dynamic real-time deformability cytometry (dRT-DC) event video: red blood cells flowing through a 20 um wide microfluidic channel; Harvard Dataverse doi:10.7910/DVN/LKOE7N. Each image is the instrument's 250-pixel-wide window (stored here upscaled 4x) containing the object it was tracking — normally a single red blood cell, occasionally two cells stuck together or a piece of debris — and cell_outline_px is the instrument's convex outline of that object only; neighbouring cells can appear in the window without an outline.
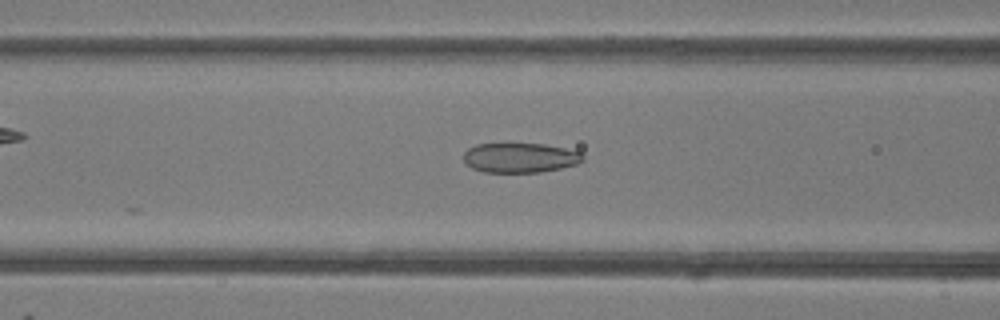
{"species": "common noctule bat (a hibernating species)", "species_latin": "Nyctalus noctula", "temperature_condition": "room temperature", "stored_images_in_passage": 42, "camera_frame_rate_fps": 3000, "um_per_image_px": 0.085, "animal": {"sex": "female"}, "frame": {"image": 1, "passage_image": 19, "time_ms": 6.0, "image_size_px": [1000, 320], "cell_outline_px": [[584, 160], [576, 164], [560, 168], [540, 172], [484, 172], [472, 168], [464, 160], [464, 152], [468, 148], [476, 144], [544, 144], [564, 148], [580, 152], [584, 156]], "centroid_in_image_um": [44.2, 13.41], "position_along_channel_um": 122.4, "area_um2": 20.52}}
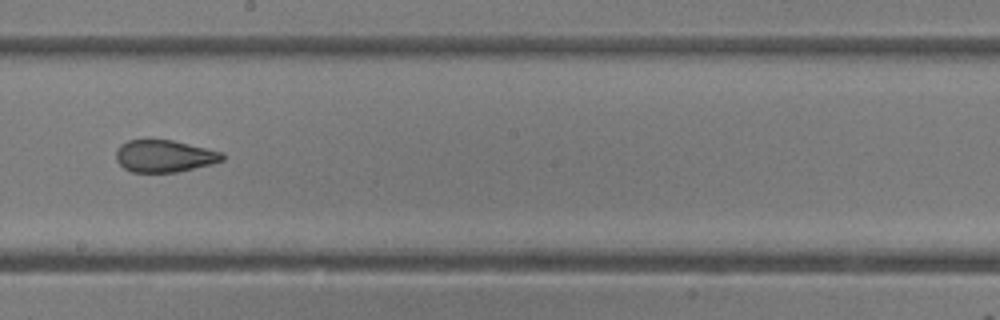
{"frame": {"image": 2, "passage_image": 27, "time_ms": 8.667, "image_size_px": [1000, 320], "cell_outline_px": [[224, 160], [212, 164], [176, 172], [132, 172], [124, 168], [116, 160], [116, 148], [120, 144], [128, 140], [172, 140], [224, 152]], "centroid_in_image_um": [13.97, 13.26], "position_along_channel_um": 234.2, "area_um2": 19.94}}
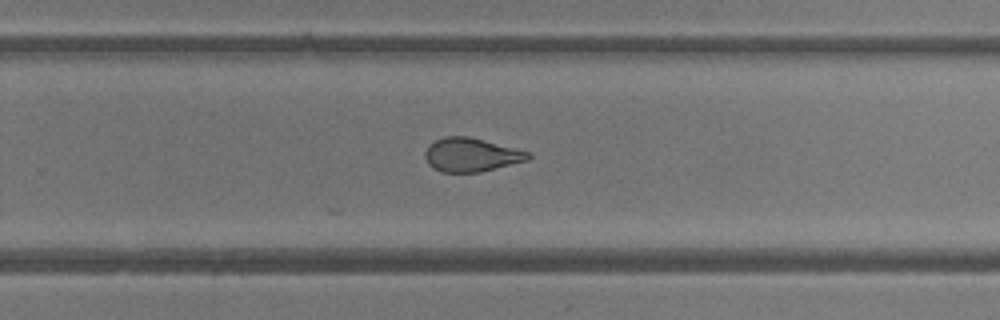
{"frame": {"image": 3, "passage_image": 31, "time_ms": 10.0, "image_size_px": [1000, 320], "cell_outline_px": [[532, 156], [528, 160], [480, 172], [440, 172], [428, 164], [424, 156], [424, 152], [436, 140], [444, 136], [468, 136], [528, 152]], "centroid_in_image_um": [40.03, 13.17], "position_along_channel_um": 289.8, "area_um2": 19.94}, "authors_computed_cell_mechanics": {"area_um2": 21.7617, "velocity_mm_per_s": 4.1926, "shape_relaxation_time_tau1_ms": null, "shape_relaxation_time_tau2_ms": 1.2854, "deformation_change_tau1": null, "deformation_change_tau2": 0.0823}}